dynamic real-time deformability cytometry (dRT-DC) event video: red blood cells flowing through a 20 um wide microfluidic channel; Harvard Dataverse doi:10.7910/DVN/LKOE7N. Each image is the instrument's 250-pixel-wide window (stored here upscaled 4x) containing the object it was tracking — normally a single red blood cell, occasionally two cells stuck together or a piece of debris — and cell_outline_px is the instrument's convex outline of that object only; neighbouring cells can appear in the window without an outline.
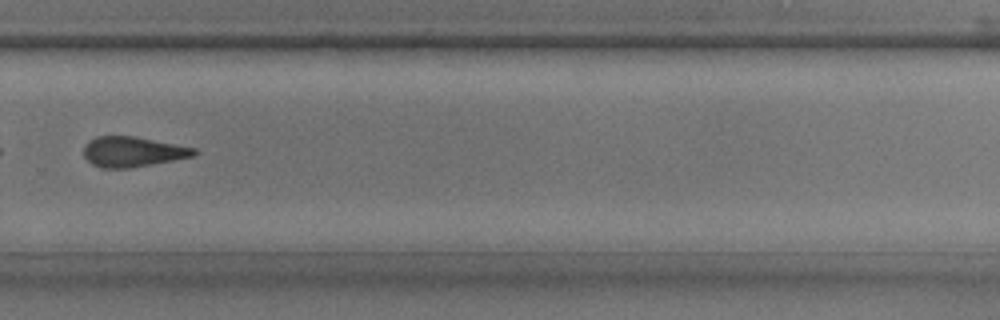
{"species": "common noctule bat (a hibernating species)", "species_latin": "Nyctalus noctula", "temperature_condition": "room temperature", "stored_images_in_passage": 35, "segment_of_instrument_passage": [2, 2], "camera_frame_rate_fps": 3000, "um_per_image_px": 0.085, "animal": {"sex": "male", "body_mass_g": 17.9, "forearm_length_mm": 54.2}, "frame": {"image": 1, "passage_image": 24, "time_ms": 7.667, "image_size_px": [1000, 320], "cell_outline_px": [[196, 152], [192, 156], [172, 160], [128, 168], [100, 168], [92, 164], [84, 156], [84, 144], [88, 140], [96, 136], [136, 136], [196, 148]], "centroid_in_image_um": [11.22, 12.88], "position_along_channel_um": 318.6, "area_um2": 19.31}}
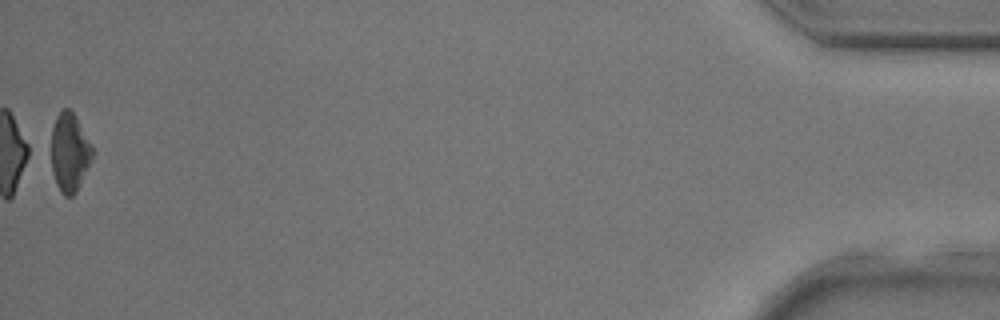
{"frame": {"image": 2, "passage_image": 35, "time_ms": 11.333, "image_size_px": [1000, 320], "cell_outline_px": [[96, 152], [76, 192], [72, 196], [64, 196], [60, 192], [56, 184], [52, 172], [52, 128], [56, 116], [64, 108], [68, 108], [76, 116], [92, 144]], "centroid_in_image_um": [5.95, 12.96], "position_along_channel_um": 429.3, "area_um2": 19.07}}